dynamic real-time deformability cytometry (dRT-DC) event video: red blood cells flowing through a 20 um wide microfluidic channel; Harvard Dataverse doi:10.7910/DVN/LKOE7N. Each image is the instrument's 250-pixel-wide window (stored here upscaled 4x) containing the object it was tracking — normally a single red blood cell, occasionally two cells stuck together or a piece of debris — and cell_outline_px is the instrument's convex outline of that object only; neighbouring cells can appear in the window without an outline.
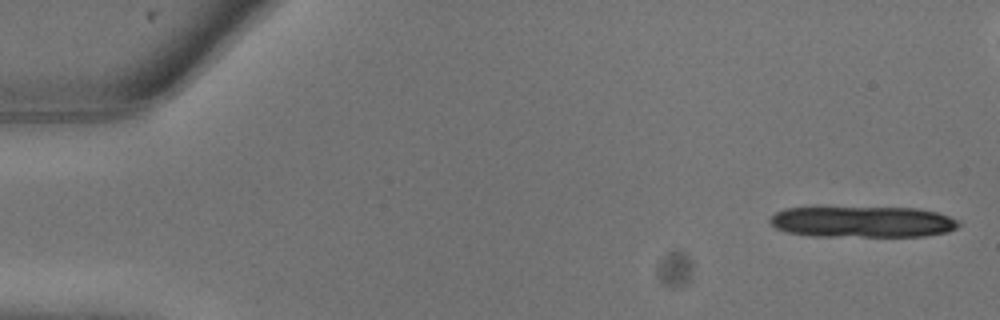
{"species": "common noctule bat (a hibernating species)", "species_latin": "Nyctalus noctula", "temperature_condition": "warm", "stored_images_in_passage": 6, "camera_frame_rate_fps": 3000, "um_per_image_px": 0.085, "animal": {"sex": "male", "body_mass_g": 13.3}, "frame": {"image": 1, "passage_image": 1, "time_ms": 0.0, "image_size_px": [1000, 320], "cell_outline_px": [[960, 224], [956, 228], [948, 232], [924, 236], [808, 236], [784, 232], [768, 224], [768, 220], [776, 212], [784, 208], [916, 208], [936, 212], [960, 220]], "centroid_in_image_um": [73.29, 18.87], "position_along_channel_um": 11.7, "area_um2": 34.33}}